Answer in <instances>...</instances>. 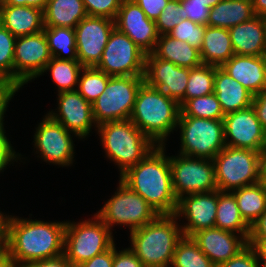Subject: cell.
<instances>
[{"mask_svg": "<svg viewBox=\"0 0 266 267\" xmlns=\"http://www.w3.org/2000/svg\"><path fill=\"white\" fill-rule=\"evenodd\" d=\"M66 222H45L11 216L4 250L14 267L64 254Z\"/></svg>", "mask_w": 266, "mask_h": 267, "instance_id": "6da1fadb", "label": "cell"}, {"mask_svg": "<svg viewBox=\"0 0 266 267\" xmlns=\"http://www.w3.org/2000/svg\"><path fill=\"white\" fill-rule=\"evenodd\" d=\"M165 145L156 146L140 162L120 176L131 190L142 196L158 214H175L178 199L172 187L169 156Z\"/></svg>", "mask_w": 266, "mask_h": 267, "instance_id": "7a4b0ae2", "label": "cell"}, {"mask_svg": "<svg viewBox=\"0 0 266 267\" xmlns=\"http://www.w3.org/2000/svg\"><path fill=\"white\" fill-rule=\"evenodd\" d=\"M175 214H159L150 223L130 232V250L144 267L171 266L178 242L183 238Z\"/></svg>", "mask_w": 266, "mask_h": 267, "instance_id": "3957f363", "label": "cell"}, {"mask_svg": "<svg viewBox=\"0 0 266 267\" xmlns=\"http://www.w3.org/2000/svg\"><path fill=\"white\" fill-rule=\"evenodd\" d=\"M180 111L175 99L144 82L137 92L130 120L156 146H163L176 130Z\"/></svg>", "mask_w": 266, "mask_h": 267, "instance_id": "277c9868", "label": "cell"}, {"mask_svg": "<svg viewBox=\"0 0 266 267\" xmlns=\"http://www.w3.org/2000/svg\"><path fill=\"white\" fill-rule=\"evenodd\" d=\"M96 130L106 156L118 165L120 176L156 147L130 119L104 122Z\"/></svg>", "mask_w": 266, "mask_h": 267, "instance_id": "5b68a950", "label": "cell"}, {"mask_svg": "<svg viewBox=\"0 0 266 267\" xmlns=\"http://www.w3.org/2000/svg\"><path fill=\"white\" fill-rule=\"evenodd\" d=\"M266 152L225 146L212 160L217 189L232 192L261 182L262 160Z\"/></svg>", "mask_w": 266, "mask_h": 267, "instance_id": "8992f818", "label": "cell"}, {"mask_svg": "<svg viewBox=\"0 0 266 267\" xmlns=\"http://www.w3.org/2000/svg\"><path fill=\"white\" fill-rule=\"evenodd\" d=\"M109 227L95 214L93 219L81 222H66L64 232V255L78 266L114 245Z\"/></svg>", "mask_w": 266, "mask_h": 267, "instance_id": "52a82bcc", "label": "cell"}, {"mask_svg": "<svg viewBox=\"0 0 266 267\" xmlns=\"http://www.w3.org/2000/svg\"><path fill=\"white\" fill-rule=\"evenodd\" d=\"M143 83L144 76L110 77L104 92L92 103L97 126L104 122L129 120Z\"/></svg>", "mask_w": 266, "mask_h": 267, "instance_id": "ba28073f", "label": "cell"}, {"mask_svg": "<svg viewBox=\"0 0 266 267\" xmlns=\"http://www.w3.org/2000/svg\"><path fill=\"white\" fill-rule=\"evenodd\" d=\"M177 127L181 131L179 154L213 159L226 146L223 120L179 116Z\"/></svg>", "mask_w": 266, "mask_h": 267, "instance_id": "9c48e42d", "label": "cell"}, {"mask_svg": "<svg viewBox=\"0 0 266 267\" xmlns=\"http://www.w3.org/2000/svg\"><path fill=\"white\" fill-rule=\"evenodd\" d=\"M96 215L111 230L113 225L128 226L130 232L153 221L159 214L139 194L119 180V185L112 196Z\"/></svg>", "mask_w": 266, "mask_h": 267, "instance_id": "30bf717a", "label": "cell"}, {"mask_svg": "<svg viewBox=\"0 0 266 267\" xmlns=\"http://www.w3.org/2000/svg\"><path fill=\"white\" fill-rule=\"evenodd\" d=\"M172 187L175 197L217 190L212 159L179 154L169 157Z\"/></svg>", "mask_w": 266, "mask_h": 267, "instance_id": "8fae6325", "label": "cell"}, {"mask_svg": "<svg viewBox=\"0 0 266 267\" xmlns=\"http://www.w3.org/2000/svg\"><path fill=\"white\" fill-rule=\"evenodd\" d=\"M52 56L44 31L16 38L13 61V92L39 77Z\"/></svg>", "mask_w": 266, "mask_h": 267, "instance_id": "7c38bea8", "label": "cell"}, {"mask_svg": "<svg viewBox=\"0 0 266 267\" xmlns=\"http://www.w3.org/2000/svg\"><path fill=\"white\" fill-rule=\"evenodd\" d=\"M145 56L125 33L115 27L96 68L111 77L144 76Z\"/></svg>", "mask_w": 266, "mask_h": 267, "instance_id": "4fadbf2b", "label": "cell"}, {"mask_svg": "<svg viewBox=\"0 0 266 267\" xmlns=\"http://www.w3.org/2000/svg\"><path fill=\"white\" fill-rule=\"evenodd\" d=\"M71 133L46 114L34 133L36 152L39 151L42 160L49 164L62 167L71 165L75 153Z\"/></svg>", "mask_w": 266, "mask_h": 267, "instance_id": "5bb4252c", "label": "cell"}, {"mask_svg": "<svg viewBox=\"0 0 266 267\" xmlns=\"http://www.w3.org/2000/svg\"><path fill=\"white\" fill-rule=\"evenodd\" d=\"M115 22L106 17L86 16L74 28L78 61L83 67H96L102 58Z\"/></svg>", "mask_w": 266, "mask_h": 267, "instance_id": "9a60e30c", "label": "cell"}, {"mask_svg": "<svg viewBox=\"0 0 266 267\" xmlns=\"http://www.w3.org/2000/svg\"><path fill=\"white\" fill-rule=\"evenodd\" d=\"M225 145L266 152V132L252 105L224 116Z\"/></svg>", "mask_w": 266, "mask_h": 267, "instance_id": "2e32d148", "label": "cell"}, {"mask_svg": "<svg viewBox=\"0 0 266 267\" xmlns=\"http://www.w3.org/2000/svg\"><path fill=\"white\" fill-rule=\"evenodd\" d=\"M189 71L190 68L177 66L155 57L152 53L145 56L144 82L175 99L180 107L185 103Z\"/></svg>", "mask_w": 266, "mask_h": 267, "instance_id": "e0dca14e", "label": "cell"}, {"mask_svg": "<svg viewBox=\"0 0 266 267\" xmlns=\"http://www.w3.org/2000/svg\"><path fill=\"white\" fill-rule=\"evenodd\" d=\"M57 95V113L52 110L47 115L62 124L69 132H72V137L74 135L79 139L88 137L92 126L95 125V128H97L93 118L92 104L81 96L77 90L63 91Z\"/></svg>", "mask_w": 266, "mask_h": 267, "instance_id": "ac0fdd59", "label": "cell"}, {"mask_svg": "<svg viewBox=\"0 0 266 267\" xmlns=\"http://www.w3.org/2000/svg\"><path fill=\"white\" fill-rule=\"evenodd\" d=\"M115 27L125 33L145 54L155 49L159 34L156 22L150 20L133 0H122L114 20Z\"/></svg>", "mask_w": 266, "mask_h": 267, "instance_id": "d6986e66", "label": "cell"}, {"mask_svg": "<svg viewBox=\"0 0 266 267\" xmlns=\"http://www.w3.org/2000/svg\"><path fill=\"white\" fill-rule=\"evenodd\" d=\"M218 204V189L205 193H194L178 199L175 215L187 219L181 226L183 235L191 237L194 233L215 227Z\"/></svg>", "mask_w": 266, "mask_h": 267, "instance_id": "ffe728a7", "label": "cell"}, {"mask_svg": "<svg viewBox=\"0 0 266 267\" xmlns=\"http://www.w3.org/2000/svg\"><path fill=\"white\" fill-rule=\"evenodd\" d=\"M191 238L217 267L227 262L248 244L243 236L217 227L200 230Z\"/></svg>", "mask_w": 266, "mask_h": 267, "instance_id": "44dd1931", "label": "cell"}, {"mask_svg": "<svg viewBox=\"0 0 266 267\" xmlns=\"http://www.w3.org/2000/svg\"><path fill=\"white\" fill-rule=\"evenodd\" d=\"M221 68L253 96L266 88V57L234 54Z\"/></svg>", "mask_w": 266, "mask_h": 267, "instance_id": "7402d4cb", "label": "cell"}, {"mask_svg": "<svg viewBox=\"0 0 266 267\" xmlns=\"http://www.w3.org/2000/svg\"><path fill=\"white\" fill-rule=\"evenodd\" d=\"M228 30L235 54L247 56L266 54V27L263 16L255 15Z\"/></svg>", "mask_w": 266, "mask_h": 267, "instance_id": "603a6c76", "label": "cell"}, {"mask_svg": "<svg viewBox=\"0 0 266 267\" xmlns=\"http://www.w3.org/2000/svg\"><path fill=\"white\" fill-rule=\"evenodd\" d=\"M0 24L15 37L44 30L43 10L29 6L0 5Z\"/></svg>", "mask_w": 266, "mask_h": 267, "instance_id": "cb8c5ba5", "label": "cell"}, {"mask_svg": "<svg viewBox=\"0 0 266 267\" xmlns=\"http://www.w3.org/2000/svg\"><path fill=\"white\" fill-rule=\"evenodd\" d=\"M214 94L220 102L224 115L252 105L253 95L221 67L216 66Z\"/></svg>", "mask_w": 266, "mask_h": 267, "instance_id": "d4e9b609", "label": "cell"}, {"mask_svg": "<svg viewBox=\"0 0 266 267\" xmlns=\"http://www.w3.org/2000/svg\"><path fill=\"white\" fill-rule=\"evenodd\" d=\"M199 52L203 64L221 67L235 54L229 30L205 26L203 43Z\"/></svg>", "mask_w": 266, "mask_h": 267, "instance_id": "484cf974", "label": "cell"}, {"mask_svg": "<svg viewBox=\"0 0 266 267\" xmlns=\"http://www.w3.org/2000/svg\"><path fill=\"white\" fill-rule=\"evenodd\" d=\"M152 54L177 66L190 69L203 64L198 49L192 47L187 42L172 38L168 34L159 35Z\"/></svg>", "mask_w": 266, "mask_h": 267, "instance_id": "4316f807", "label": "cell"}, {"mask_svg": "<svg viewBox=\"0 0 266 267\" xmlns=\"http://www.w3.org/2000/svg\"><path fill=\"white\" fill-rule=\"evenodd\" d=\"M43 15L45 27L74 29L87 13L83 0H48Z\"/></svg>", "mask_w": 266, "mask_h": 267, "instance_id": "83f0119b", "label": "cell"}, {"mask_svg": "<svg viewBox=\"0 0 266 267\" xmlns=\"http://www.w3.org/2000/svg\"><path fill=\"white\" fill-rule=\"evenodd\" d=\"M254 16L252 0H222L210 9L208 26L229 29Z\"/></svg>", "mask_w": 266, "mask_h": 267, "instance_id": "f1b7e54d", "label": "cell"}, {"mask_svg": "<svg viewBox=\"0 0 266 267\" xmlns=\"http://www.w3.org/2000/svg\"><path fill=\"white\" fill-rule=\"evenodd\" d=\"M215 227L237 233L247 241L249 239L250 226L242 218L235 196L231 192L218 190Z\"/></svg>", "mask_w": 266, "mask_h": 267, "instance_id": "f546056e", "label": "cell"}, {"mask_svg": "<svg viewBox=\"0 0 266 267\" xmlns=\"http://www.w3.org/2000/svg\"><path fill=\"white\" fill-rule=\"evenodd\" d=\"M244 221L251 226L266 210V190L261 182L231 192Z\"/></svg>", "mask_w": 266, "mask_h": 267, "instance_id": "4dcf8cb0", "label": "cell"}, {"mask_svg": "<svg viewBox=\"0 0 266 267\" xmlns=\"http://www.w3.org/2000/svg\"><path fill=\"white\" fill-rule=\"evenodd\" d=\"M52 57L60 60H78L75 30L69 27H44ZM67 54L66 56L64 54Z\"/></svg>", "mask_w": 266, "mask_h": 267, "instance_id": "1f68e13d", "label": "cell"}, {"mask_svg": "<svg viewBox=\"0 0 266 267\" xmlns=\"http://www.w3.org/2000/svg\"><path fill=\"white\" fill-rule=\"evenodd\" d=\"M83 66L78 60H60L52 57L47 63L43 73L50 71L53 82L58 87V93L63 91H73L78 86L79 74Z\"/></svg>", "mask_w": 266, "mask_h": 267, "instance_id": "d6a6232c", "label": "cell"}, {"mask_svg": "<svg viewBox=\"0 0 266 267\" xmlns=\"http://www.w3.org/2000/svg\"><path fill=\"white\" fill-rule=\"evenodd\" d=\"M173 267H217L199 248L191 237L183 236L178 242L173 260Z\"/></svg>", "mask_w": 266, "mask_h": 267, "instance_id": "836d02e7", "label": "cell"}, {"mask_svg": "<svg viewBox=\"0 0 266 267\" xmlns=\"http://www.w3.org/2000/svg\"><path fill=\"white\" fill-rule=\"evenodd\" d=\"M180 109L179 116H192L216 120H223L225 116L220 102L217 100L214 93L188 99Z\"/></svg>", "mask_w": 266, "mask_h": 267, "instance_id": "e575fe53", "label": "cell"}, {"mask_svg": "<svg viewBox=\"0 0 266 267\" xmlns=\"http://www.w3.org/2000/svg\"><path fill=\"white\" fill-rule=\"evenodd\" d=\"M214 77L215 66L202 64L199 67L191 68L185 90V102L188 99L214 93Z\"/></svg>", "mask_w": 266, "mask_h": 267, "instance_id": "d590c367", "label": "cell"}, {"mask_svg": "<svg viewBox=\"0 0 266 267\" xmlns=\"http://www.w3.org/2000/svg\"><path fill=\"white\" fill-rule=\"evenodd\" d=\"M81 72L76 89L92 104L104 92L111 76L96 67H83Z\"/></svg>", "mask_w": 266, "mask_h": 267, "instance_id": "8d00e7d4", "label": "cell"}, {"mask_svg": "<svg viewBox=\"0 0 266 267\" xmlns=\"http://www.w3.org/2000/svg\"><path fill=\"white\" fill-rule=\"evenodd\" d=\"M16 38L0 24V83L13 91V61Z\"/></svg>", "mask_w": 266, "mask_h": 267, "instance_id": "74e56055", "label": "cell"}, {"mask_svg": "<svg viewBox=\"0 0 266 267\" xmlns=\"http://www.w3.org/2000/svg\"><path fill=\"white\" fill-rule=\"evenodd\" d=\"M204 32L205 25L198 24L187 19L181 20V22L175 26L168 35L182 42H187L189 45L200 51L203 43Z\"/></svg>", "mask_w": 266, "mask_h": 267, "instance_id": "f35d334b", "label": "cell"}, {"mask_svg": "<svg viewBox=\"0 0 266 267\" xmlns=\"http://www.w3.org/2000/svg\"><path fill=\"white\" fill-rule=\"evenodd\" d=\"M181 20H183V6L180 0H169L155 21L158 34H168Z\"/></svg>", "mask_w": 266, "mask_h": 267, "instance_id": "ab89813d", "label": "cell"}, {"mask_svg": "<svg viewBox=\"0 0 266 267\" xmlns=\"http://www.w3.org/2000/svg\"><path fill=\"white\" fill-rule=\"evenodd\" d=\"M122 0H83L88 16L106 17L115 20Z\"/></svg>", "mask_w": 266, "mask_h": 267, "instance_id": "60d3db41", "label": "cell"}, {"mask_svg": "<svg viewBox=\"0 0 266 267\" xmlns=\"http://www.w3.org/2000/svg\"><path fill=\"white\" fill-rule=\"evenodd\" d=\"M183 6V20H191L195 23L207 26L210 8L203 2L192 0H180Z\"/></svg>", "mask_w": 266, "mask_h": 267, "instance_id": "b9f144b4", "label": "cell"}, {"mask_svg": "<svg viewBox=\"0 0 266 267\" xmlns=\"http://www.w3.org/2000/svg\"><path fill=\"white\" fill-rule=\"evenodd\" d=\"M218 267H260L253 248L247 244L235 256Z\"/></svg>", "mask_w": 266, "mask_h": 267, "instance_id": "7bdbcfd3", "label": "cell"}, {"mask_svg": "<svg viewBox=\"0 0 266 267\" xmlns=\"http://www.w3.org/2000/svg\"><path fill=\"white\" fill-rule=\"evenodd\" d=\"M5 129L0 131V172H3L12 161L19 160L21 157L19 153L16 154L11 146V141L6 137Z\"/></svg>", "mask_w": 266, "mask_h": 267, "instance_id": "ee69618b", "label": "cell"}, {"mask_svg": "<svg viewBox=\"0 0 266 267\" xmlns=\"http://www.w3.org/2000/svg\"><path fill=\"white\" fill-rule=\"evenodd\" d=\"M112 267H144V265L130 250V248L117 251L114 244V259Z\"/></svg>", "mask_w": 266, "mask_h": 267, "instance_id": "f6af8a7d", "label": "cell"}, {"mask_svg": "<svg viewBox=\"0 0 266 267\" xmlns=\"http://www.w3.org/2000/svg\"><path fill=\"white\" fill-rule=\"evenodd\" d=\"M145 12L146 16L153 21H156L162 10L167 6L169 0H133Z\"/></svg>", "mask_w": 266, "mask_h": 267, "instance_id": "bcb514c9", "label": "cell"}, {"mask_svg": "<svg viewBox=\"0 0 266 267\" xmlns=\"http://www.w3.org/2000/svg\"><path fill=\"white\" fill-rule=\"evenodd\" d=\"M114 259V245L101 254L95 255L92 259L76 267H112Z\"/></svg>", "mask_w": 266, "mask_h": 267, "instance_id": "7dc6e473", "label": "cell"}, {"mask_svg": "<svg viewBox=\"0 0 266 267\" xmlns=\"http://www.w3.org/2000/svg\"><path fill=\"white\" fill-rule=\"evenodd\" d=\"M252 107L255 110L260 124L266 132V88L253 96Z\"/></svg>", "mask_w": 266, "mask_h": 267, "instance_id": "c3c4849f", "label": "cell"}, {"mask_svg": "<svg viewBox=\"0 0 266 267\" xmlns=\"http://www.w3.org/2000/svg\"><path fill=\"white\" fill-rule=\"evenodd\" d=\"M23 267H74L65 257L61 255L51 259L34 261L29 264L24 265Z\"/></svg>", "mask_w": 266, "mask_h": 267, "instance_id": "681fc988", "label": "cell"}, {"mask_svg": "<svg viewBox=\"0 0 266 267\" xmlns=\"http://www.w3.org/2000/svg\"><path fill=\"white\" fill-rule=\"evenodd\" d=\"M14 95L15 93L8 86L0 83V131L4 130V113Z\"/></svg>", "mask_w": 266, "mask_h": 267, "instance_id": "f907efd6", "label": "cell"}, {"mask_svg": "<svg viewBox=\"0 0 266 267\" xmlns=\"http://www.w3.org/2000/svg\"><path fill=\"white\" fill-rule=\"evenodd\" d=\"M249 238H266V210L250 226Z\"/></svg>", "mask_w": 266, "mask_h": 267, "instance_id": "816d5d0a", "label": "cell"}, {"mask_svg": "<svg viewBox=\"0 0 266 267\" xmlns=\"http://www.w3.org/2000/svg\"><path fill=\"white\" fill-rule=\"evenodd\" d=\"M248 244L253 248L258 261H266V238H249Z\"/></svg>", "mask_w": 266, "mask_h": 267, "instance_id": "f5cc1de1", "label": "cell"}, {"mask_svg": "<svg viewBox=\"0 0 266 267\" xmlns=\"http://www.w3.org/2000/svg\"><path fill=\"white\" fill-rule=\"evenodd\" d=\"M48 0H0V5L29 6L44 10Z\"/></svg>", "mask_w": 266, "mask_h": 267, "instance_id": "db71d44e", "label": "cell"}, {"mask_svg": "<svg viewBox=\"0 0 266 267\" xmlns=\"http://www.w3.org/2000/svg\"><path fill=\"white\" fill-rule=\"evenodd\" d=\"M11 215H4L0 211V250L5 248L7 241L8 221Z\"/></svg>", "mask_w": 266, "mask_h": 267, "instance_id": "11a10c76", "label": "cell"}, {"mask_svg": "<svg viewBox=\"0 0 266 267\" xmlns=\"http://www.w3.org/2000/svg\"><path fill=\"white\" fill-rule=\"evenodd\" d=\"M253 11L257 16H266V0H252Z\"/></svg>", "mask_w": 266, "mask_h": 267, "instance_id": "9f6ffc18", "label": "cell"}, {"mask_svg": "<svg viewBox=\"0 0 266 267\" xmlns=\"http://www.w3.org/2000/svg\"><path fill=\"white\" fill-rule=\"evenodd\" d=\"M0 267H14L4 249L0 250Z\"/></svg>", "mask_w": 266, "mask_h": 267, "instance_id": "6f0895ef", "label": "cell"}, {"mask_svg": "<svg viewBox=\"0 0 266 267\" xmlns=\"http://www.w3.org/2000/svg\"><path fill=\"white\" fill-rule=\"evenodd\" d=\"M261 183L263 184L264 189L266 190V154L264 155V158L262 160Z\"/></svg>", "mask_w": 266, "mask_h": 267, "instance_id": "680465c9", "label": "cell"}, {"mask_svg": "<svg viewBox=\"0 0 266 267\" xmlns=\"http://www.w3.org/2000/svg\"><path fill=\"white\" fill-rule=\"evenodd\" d=\"M192 1L203 2V3H205V5L207 7H209L211 9L212 7H214L217 3H219L222 0H192Z\"/></svg>", "mask_w": 266, "mask_h": 267, "instance_id": "91938a15", "label": "cell"}, {"mask_svg": "<svg viewBox=\"0 0 266 267\" xmlns=\"http://www.w3.org/2000/svg\"><path fill=\"white\" fill-rule=\"evenodd\" d=\"M259 266L266 267V261H259Z\"/></svg>", "mask_w": 266, "mask_h": 267, "instance_id": "94428289", "label": "cell"}, {"mask_svg": "<svg viewBox=\"0 0 266 267\" xmlns=\"http://www.w3.org/2000/svg\"><path fill=\"white\" fill-rule=\"evenodd\" d=\"M264 17V23H265V27H266V16H263Z\"/></svg>", "mask_w": 266, "mask_h": 267, "instance_id": "6125c7cd", "label": "cell"}]
</instances>
